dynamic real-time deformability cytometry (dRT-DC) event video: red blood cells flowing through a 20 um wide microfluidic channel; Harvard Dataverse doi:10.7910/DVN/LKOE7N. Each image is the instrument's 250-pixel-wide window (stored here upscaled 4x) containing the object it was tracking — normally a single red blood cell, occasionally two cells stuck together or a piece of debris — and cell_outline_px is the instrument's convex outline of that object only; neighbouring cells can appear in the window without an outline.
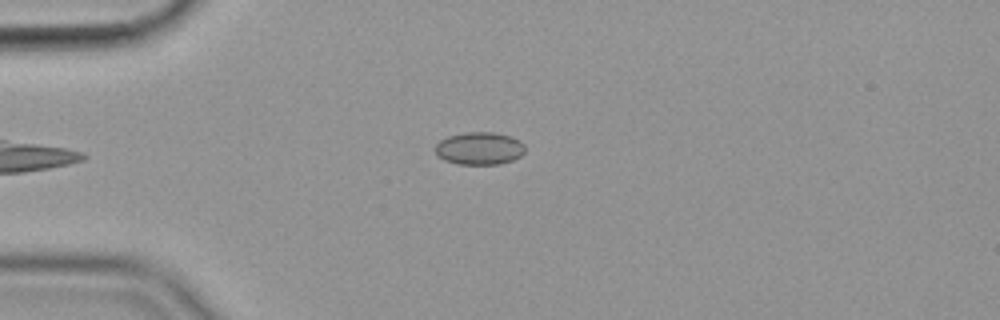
{"species": "common noctule bat (a hibernating species)", "species_latin": "Nyctalus noctula", "temperature_condition": "cold", "stored_images_in_passage": 51, "camera_frame_rate_fps": 3000, "um_per_image_px": 0.085, "animal": {"sex": "female", "body_mass_g": 19.9}, "frame": {"image": 1, "passage_image": 9, "time_ms": 2.667, "image_size_px": [1000, 320], "cell_outline_px": [[524, 152], [520, 156], [512, 160], [500, 164], [456, 164], [444, 160], [436, 152], [436, 144], [440, 140], [448, 136], [464, 132], [492, 132], [508, 136], [520, 140], [524, 144]], "centroid_in_image_um": [40.75, 12.61], "position_along_channel_um": 44.2, "area_um2": 16.99}}
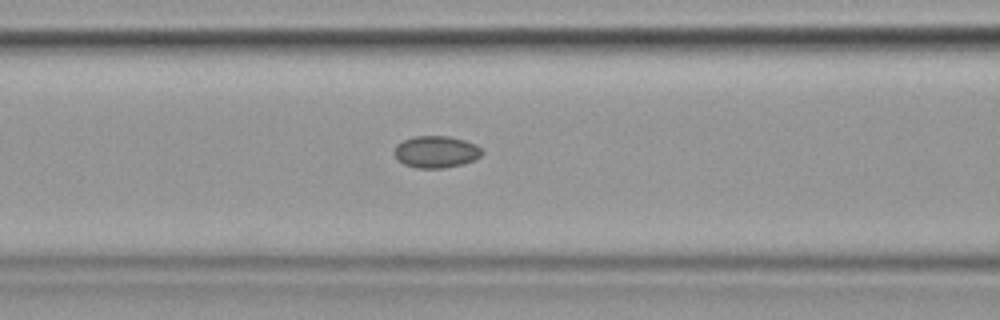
{"frame": {"image": 2, "passage_image": 18, "time_ms": 5.667, "image_size_px": [1000, 320], "cell_outline_px": [[484, 152], [480, 156], [472, 160], [460, 164], [444, 168], [416, 168], [404, 164], [392, 152], [396, 144], [404, 140], [416, 136], [448, 136], [464, 140], [476, 144]], "centroid_in_image_um": [37.05, 12.9], "position_along_channel_um": 129.6, "area_um2": 16.18}}
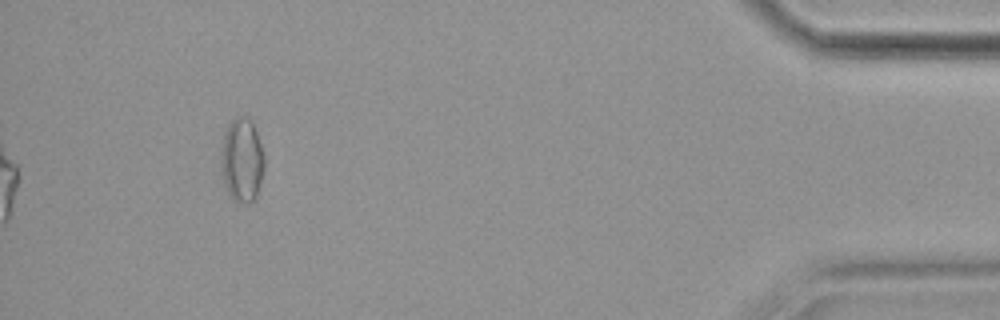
{"frame": {"image": 3, "passage_image": 47, "time_ms": 15.333, "image_size_px": [1000, 320], "cell_outline_px": [[264, 168], [260, 184], [256, 196], [248, 204], [236, 200], [228, 192], [224, 184], [220, 160], [220, 152], [224, 132], [228, 124], [236, 116], [248, 116], [256, 132], [264, 156]], "centroid_in_image_um": [20.55, 13.58], "position_along_channel_um": 414.7, "area_um2": 21.1}, "authors_computed_cell_mechanics": {"area_um2": 16.5308, "velocity_mm_per_s": 3.5752, "shape_relaxation_time_tau1_ms": null, "shape_relaxation_time_tau2_ms": 8.7705, "deformation_change_tau1": null, "deformation_change_tau2": 0.0808}}